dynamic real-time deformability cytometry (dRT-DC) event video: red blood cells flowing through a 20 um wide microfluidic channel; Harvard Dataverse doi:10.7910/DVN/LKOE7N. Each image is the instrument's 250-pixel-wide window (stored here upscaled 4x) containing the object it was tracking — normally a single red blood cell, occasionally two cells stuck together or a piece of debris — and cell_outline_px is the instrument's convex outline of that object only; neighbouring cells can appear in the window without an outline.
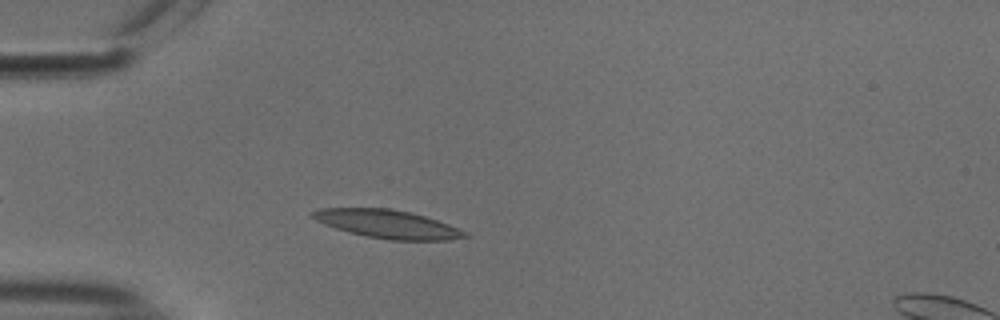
{"species": "common noctule bat (a hibernating species)", "species_latin": "Nyctalus noctula", "temperature_condition": "cold", "stored_images_in_passage": 44, "camera_frame_rate_fps": 3000, "um_per_image_px": 0.085, "animal": {"sex": "male", "body_mass_g": 18.8}, "frame": {"image": 1, "passage_image": 6, "time_ms": 1.667, "image_size_px": [1000, 320], "cell_outline_px": [[468, 236], [448, 240], [388, 240], [368, 236], [336, 228], [324, 224], [316, 220], [312, 216], [312, 212], [320, 208], [392, 208], [424, 216], [448, 224], [468, 232]], "centroid_in_image_um": [32.96, 19.04], "position_along_channel_um": 52.0, "area_um2": 24.74}}
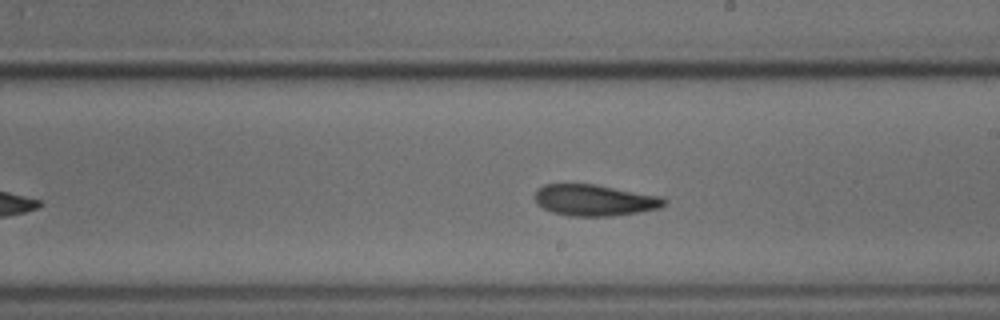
{"frame": {"image": 2, "passage_image": 22, "time_ms": 7.0, "image_size_px": [1000, 320], "cell_outline_px": [[668, 200], [660, 208], [640, 212], [612, 216], [572, 216], [552, 212], [536, 204], [536, 188], [544, 184], [596, 184], [664, 196]], "centroid_in_image_um": [50.58, 17.01], "position_along_channel_um": 238.4, "area_um2": 23.87}}
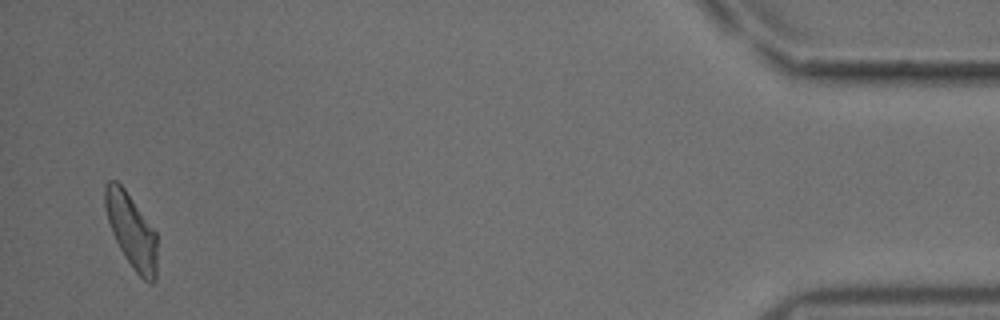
{"frame": {"image": 3, "passage_image": 43, "time_ms": 14.0, "image_size_px": [1000, 320], "cell_outline_px": [[156, 280], [152, 284], [148, 284], [132, 268], [120, 248], [112, 232], [104, 208], [104, 184], [108, 180], [116, 180], [124, 188], [156, 232]], "centroid_in_image_um": [11.16, 19.61], "position_along_channel_um": 424.0, "area_um2": 22.37}}